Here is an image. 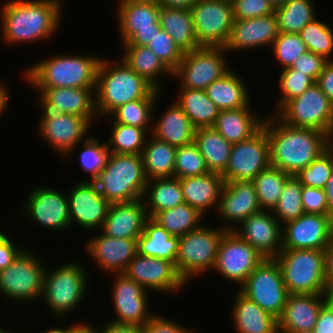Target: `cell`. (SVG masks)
<instances>
[{
  "label": "cell",
  "mask_w": 333,
  "mask_h": 333,
  "mask_svg": "<svg viewBox=\"0 0 333 333\" xmlns=\"http://www.w3.org/2000/svg\"><path fill=\"white\" fill-rule=\"evenodd\" d=\"M62 0H7L0 7L1 41L15 45L45 41L60 28Z\"/></svg>",
  "instance_id": "6da1fadb"
},
{
  "label": "cell",
  "mask_w": 333,
  "mask_h": 333,
  "mask_svg": "<svg viewBox=\"0 0 333 333\" xmlns=\"http://www.w3.org/2000/svg\"><path fill=\"white\" fill-rule=\"evenodd\" d=\"M262 127L269 140L270 164L289 175L296 176L327 150V134L289 126L275 114L265 115Z\"/></svg>",
  "instance_id": "7a4b0ae2"
},
{
  "label": "cell",
  "mask_w": 333,
  "mask_h": 333,
  "mask_svg": "<svg viewBox=\"0 0 333 333\" xmlns=\"http://www.w3.org/2000/svg\"><path fill=\"white\" fill-rule=\"evenodd\" d=\"M109 60L102 57L97 70L95 108L98 116L109 118L116 108L136 99L159 98L162 91L138 75L122 58L117 62Z\"/></svg>",
  "instance_id": "3957f363"
},
{
  "label": "cell",
  "mask_w": 333,
  "mask_h": 333,
  "mask_svg": "<svg viewBox=\"0 0 333 333\" xmlns=\"http://www.w3.org/2000/svg\"><path fill=\"white\" fill-rule=\"evenodd\" d=\"M102 57L94 54H56L22 71L33 88L96 87L97 70Z\"/></svg>",
  "instance_id": "277c9868"
},
{
  "label": "cell",
  "mask_w": 333,
  "mask_h": 333,
  "mask_svg": "<svg viewBox=\"0 0 333 333\" xmlns=\"http://www.w3.org/2000/svg\"><path fill=\"white\" fill-rule=\"evenodd\" d=\"M74 260L55 269L46 266L41 300L47 304L51 317L66 318L81 306L88 293L89 273L84 264Z\"/></svg>",
  "instance_id": "5b68a950"
},
{
  "label": "cell",
  "mask_w": 333,
  "mask_h": 333,
  "mask_svg": "<svg viewBox=\"0 0 333 333\" xmlns=\"http://www.w3.org/2000/svg\"><path fill=\"white\" fill-rule=\"evenodd\" d=\"M93 182L110 204L142 198L147 178L141 155L110 153L105 167Z\"/></svg>",
  "instance_id": "8992f818"
},
{
  "label": "cell",
  "mask_w": 333,
  "mask_h": 333,
  "mask_svg": "<svg viewBox=\"0 0 333 333\" xmlns=\"http://www.w3.org/2000/svg\"><path fill=\"white\" fill-rule=\"evenodd\" d=\"M274 259L288 294H328L325 250L282 249Z\"/></svg>",
  "instance_id": "52a82bcc"
},
{
  "label": "cell",
  "mask_w": 333,
  "mask_h": 333,
  "mask_svg": "<svg viewBox=\"0 0 333 333\" xmlns=\"http://www.w3.org/2000/svg\"><path fill=\"white\" fill-rule=\"evenodd\" d=\"M225 231L221 226L209 227L203 222L199 228L179 237L175 267L186 284L189 279L213 270L219 242Z\"/></svg>",
  "instance_id": "ba28073f"
},
{
  "label": "cell",
  "mask_w": 333,
  "mask_h": 333,
  "mask_svg": "<svg viewBox=\"0 0 333 333\" xmlns=\"http://www.w3.org/2000/svg\"><path fill=\"white\" fill-rule=\"evenodd\" d=\"M39 257L24 248L7 268L0 270V296L20 303L39 300L46 269Z\"/></svg>",
  "instance_id": "9c48e42d"
},
{
  "label": "cell",
  "mask_w": 333,
  "mask_h": 333,
  "mask_svg": "<svg viewBox=\"0 0 333 333\" xmlns=\"http://www.w3.org/2000/svg\"><path fill=\"white\" fill-rule=\"evenodd\" d=\"M274 114L292 127L312 128L327 135L333 130V103L316 83Z\"/></svg>",
  "instance_id": "30bf717a"
},
{
  "label": "cell",
  "mask_w": 333,
  "mask_h": 333,
  "mask_svg": "<svg viewBox=\"0 0 333 333\" xmlns=\"http://www.w3.org/2000/svg\"><path fill=\"white\" fill-rule=\"evenodd\" d=\"M115 9L122 45L146 46L161 29L156 0H118Z\"/></svg>",
  "instance_id": "8fae6325"
},
{
  "label": "cell",
  "mask_w": 333,
  "mask_h": 333,
  "mask_svg": "<svg viewBox=\"0 0 333 333\" xmlns=\"http://www.w3.org/2000/svg\"><path fill=\"white\" fill-rule=\"evenodd\" d=\"M224 47L201 46L184 56L173 71V77L182 88L205 90L213 81L220 79L231 68Z\"/></svg>",
  "instance_id": "7c38bea8"
},
{
  "label": "cell",
  "mask_w": 333,
  "mask_h": 333,
  "mask_svg": "<svg viewBox=\"0 0 333 333\" xmlns=\"http://www.w3.org/2000/svg\"><path fill=\"white\" fill-rule=\"evenodd\" d=\"M238 290L277 319L282 315L289 295L274 258L264 259Z\"/></svg>",
  "instance_id": "4fadbf2b"
},
{
  "label": "cell",
  "mask_w": 333,
  "mask_h": 333,
  "mask_svg": "<svg viewBox=\"0 0 333 333\" xmlns=\"http://www.w3.org/2000/svg\"><path fill=\"white\" fill-rule=\"evenodd\" d=\"M190 11L198 44L224 47L234 21L231 0H198Z\"/></svg>",
  "instance_id": "5bb4252c"
},
{
  "label": "cell",
  "mask_w": 333,
  "mask_h": 333,
  "mask_svg": "<svg viewBox=\"0 0 333 333\" xmlns=\"http://www.w3.org/2000/svg\"><path fill=\"white\" fill-rule=\"evenodd\" d=\"M41 114L37 132L63 158L71 156V153L77 151L80 142L90 136L88 134L92 124L81 116L58 111H42Z\"/></svg>",
  "instance_id": "9a60e30c"
},
{
  "label": "cell",
  "mask_w": 333,
  "mask_h": 333,
  "mask_svg": "<svg viewBox=\"0 0 333 333\" xmlns=\"http://www.w3.org/2000/svg\"><path fill=\"white\" fill-rule=\"evenodd\" d=\"M264 259L236 232L225 231L219 242L213 271L240 287Z\"/></svg>",
  "instance_id": "2e32d148"
},
{
  "label": "cell",
  "mask_w": 333,
  "mask_h": 333,
  "mask_svg": "<svg viewBox=\"0 0 333 333\" xmlns=\"http://www.w3.org/2000/svg\"><path fill=\"white\" fill-rule=\"evenodd\" d=\"M270 165L269 140L262 127L251 138L232 145L229 163L222 177L225 182L252 181Z\"/></svg>",
  "instance_id": "e0dca14e"
},
{
  "label": "cell",
  "mask_w": 333,
  "mask_h": 333,
  "mask_svg": "<svg viewBox=\"0 0 333 333\" xmlns=\"http://www.w3.org/2000/svg\"><path fill=\"white\" fill-rule=\"evenodd\" d=\"M23 212L36 225L57 232L71 228L68 198L65 193L50 186H36L28 192Z\"/></svg>",
  "instance_id": "ac0fdd59"
},
{
  "label": "cell",
  "mask_w": 333,
  "mask_h": 333,
  "mask_svg": "<svg viewBox=\"0 0 333 333\" xmlns=\"http://www.w3.org/2000/svg\"><path fill=\"white\" fill-rule=\"evenodd\" d=\"M145 290L158 293L173 294L186 287L185 281L180 277L175 264L155 257L139 255L128 263L123 272ZM183 287V288H182Z\"/></svg>",
  "instance_id": "d6986e66"
},
{
  "label": "cell",
  "mask_w": 333,
  "mask_h": 333,
  "mask_svg": "<svg viewBox=\"0 0 333 333\" xmlns=\"http://www.w3.org/2000/svg\"><path fill=\"white\" fill-rule=\"evenodd\" d=\"M113 275L111 298L116 316L112 321L144 326L155 314L149 309L147 290L123 273Z\"/></svg>",
  "instance_id": "ffe728a7"
},
{
  "label": "cell",
  "mask_w": 333,
  "mask_h": 333,
  "mask_svg": "<svg viewBox=\"0 0 333 333\" xmlns=\"http://www.w3.org/2000/svg\"><path fill=\"white\" fill-rule=\"evenodd\" d=\"M72 187L67 195L71 228L77 224L87 231L100 230L110 203L99 193L92 181L80 180Z\"/></svg>",
  "instance_id": "44dd1931"
},
{
  "label": "cell",
  "mask_w": 333,
  "mask_h": 333,
  "mask_svg": "<svg viewBox=\"0 0 333 333\" xmlns=\"http://www.w3.org/2000/svg\"><path fill=\"white\" fill-rule=\"evenodd\" d=\"M39 95L37 103L41 111H58L64 114L81 116L91 124L97 122L95 108L96 87L86 88H34ZM97 117V118H96Z\"/></svg>",
  "instance_id": "7402d4cb"
},
{
  "label": "cell",
  "mask_w": 333,
  "mask_h": 333,
  "mask_svg": "<svg viewBox=\"0 0 333 333\" xmlns=\"http://www.w3.org/2000/svg\"><path fill=\"white\" fill-rule=\"evenodd\" d=\"M329 215L304 213L282 226V249L325 250L330 241Z\"/></svg>",
  "instance_id": "603a6c76"
},
{
  "label": "cell",
  "mask_w": 333,
  "mask_h": 333,
  "mask_svg": "<svg viewBox=\"0 0 333 333\" xmlns=\"http://www.w3.org/2000/svg\"><path fill=\"white\" fill-rule=\"evenodd\" d=\"M261 210L254 182L232 181L225 182L215 213L224 220V230L234 231L246 218Z\"/></svg>",
  "instance_id": "cb8c5ba5"
},
{
  "label": "cell",
  "mask_w": 333,
  "mask_h": 333,
  "mask_svg": "<svg viewBox=\"0 0 333 333\" xmlns=\"http://www.w3.org/2000/svg\"><path fill=\"white\" fill-rule=\"evenodd\" d=\"M234 232L265 259L276 258L282 250V225L272 211L261 210L250 215L236 227Z\"/></svg>",
  "instance_id": "d4e9b609"
},
{
  "label": "cell",
  "mask_w": 333,
  "mask_h": 333,
  "mask_svg": "<svg viewBox=\"0 0 333 333\" xmlns=\"http://www.w3.org/2000/svg\"><path fill=\"white\" fill-rule=\"evenodd\" d=\"M100 233L84 245L88 256L103 273H123L137 254V239L114 238Z\"/></svg>",
  "instance_id": "484cf974"
},
{
  "label": "cell",
  "mask_w": 333,
  "mask_h": 333,
  "mask_svg": "<svg viewBox=\"0 0 333 333\" xmlns=\"http://www.w3.org/2000/svg\"><path fill=\"white\" fill-rule=\"evenodd\" d=\"M278 33L275 13L252 19H234L229 40L224 48L228 53L266 46L269 48Z\"/></svg>",
  "instance_id": "4316f807"
},
{
  "label": "cell",
  "mask_w": 333,
  "mask_h": 333,
  "mask_svg": "<svg viewBox=\"0 0 333 333\" xmlns=\"http://www.w3.org/2000/svg\"><path fill=\"white\" fill-rule=\"evenodd\" d=\"M328 294H289L278 318L279 333H312Z\"/></svg>",
  "instance_id": "83f0119b"
},
{
  "label": "cell",
  "mask_w": 333,
  "mask_h": 333,
  "mask_svg": "<svg viewBox=\"0 0 333 333\" xmlns=\"http://www.w3.org/2000/svg\"><path fill=\"white\" fill-rule=\"evenodd\" d=\"M148 218L142 198L110 204L100 231L114 238L138 239Z\"/></svg>",
  "instance_id": "f1b7e54d"
},
{
  "label": "cell",
  "mask_w": 333,
  "mask_h": 333,
  "mask_svg": "<svg viewBox=\"0 0 333 333\" xmlns=\"http://www.w3.org/2000/svg\"><path fill=\"white\" fill-rule=\"evenodd\" d=\"M231 308L236 333H279L278 319L252 302L239 290L234 294Z\"/></svg>",
  "instance_id": "f546056e"
},
{
  "label": "cell",
  "mask_w": 333,
  "mask_h": 333,
  "mask_svg": "<svg viewBox=\"0 0 333 333\" xmlns=\"http://www.w3.org/2000/svg\"><path fill=\"white\" fill-rule=\"evenodd\" d=\"M184 200L191 207L206 215L209 209L218 207L225 181L221 174L179 178Z\"/></svg>",
  "instance_id": "4dcf8cb0"
},
{
  "label": "cell",
  "mask_w": 333,
  "mask_h": 333,
  "mask_svg": "<svg viewBox=\"0 0 333 333\" xmlns=\"http://www.w3.org/2000/svg\"><path fill=\"white\" fill-rule=\"evenodd\" d=\"M250 107L249 103L242 108L220 110L213 127L232 144L251 138L262 128L265 117L258 116Z\"/></svg>",
  "instance_id": "1f68e13d"
},
{
  "label": "cell",
  "mask_w": 333,
  "mask_h": 333,
  "mask_svg": "<svg viewBox=\"0 0 333 333\" xmlns=\"http://www.w3.org/2000/svg\"><path fill=\"white\" fill-rule=\"evenodd\" d=\"M152 122L151 135L177 147L194 141L196 128L192 125L183 109L173 100L165 112ZM155 121V122H154Z\"/></svg>",
  "instance_id": "d6a6232c"
},
{
  "label": "cell",
  "mask_w": 333,
  "mask_h": 333,
  "mask_svg": "<svg viewBox=\"0 0 333 333\" xmlns=\"http://www.w3.org/2000/svg\"><path fill=\"white\" fill-rule=\"evenodd\" d=\"M245 82L231 68L220 79L208 85L205 92L220 110L242 108L251 103L249 88Z\"/></svg>",
  "instance_id": "836d02e7"
},
{
  "label": "cell",
  "mask_w": 333,
  "mask_h": 333,
  "mask_svg": "<svg viewBox=\"0 0 333 333\" xmlns=\"http://www.w3.org/2000/svg\"><path fill=\"white\" fill-rule=\"evenodd\" d=\"M179 237L171 236L152 218H148L142 234L137 239V253L171 261L176 266Z\"/></svg>",
  "instance_id": "e575fe53"
},
{
  "label": "cell",
  "mask_w": 333,
  "mask_h": 333,
  "mask_svg": "<svg viewBox=\"0 0 333 333\" xmlns=\"http://www.w3.org/2000/svg\"><path fill=\"white\" fill-rule=\"evenodd\" d=\"M142 200L150 218L160 211L174 208L185 202L180 180L177 177L147 180Z\"/></svg>",
  "instance_id": "d590c367"
},
{
  "label": "cell",
  "mask_w": 333,
  "mask_h": 333,
  "mask_svg": "<svg viewBox=\"0 0 333 333\" xmlns=\"http://www.w3.org/2000/svg\"><path fill=\"white\" fill-rule=\"evenodd\" d=\"M194 142L204 157L209 172L222 175L228 166L233 144L222 137L214 127L197 128Z\"/></svg>",
  "instance_id": "8d00e7d4"
},
{
  "label": "cell",
  "mask_w": 333,
  "mask_h": 333,
  "mask_svg": "<svg viewBox=\"0 0 333 333\" xmlns=\"http://www.w3.org/2000/svg\"><path fill=\"white\" fill-rule=\"evenodd\" d=\"M159 22L184 53L201 47L196 38L190 9L160 7Z\"/></svg>",
  "instance_id": "74e56055"
},
{
  "label": "cell",
  "mask_w": 333,
  "mask_h": 333,
  "mask_svg": "<svg viewBox=\"0 0 333 333\" xmlns=\"http://www.w3.org/2000/svg\"><path fill=\"white\" fill-rule=\"evenodd\" d=\"M123 52L121 58L138 75L144 77L156 89H161V77H173V72L158 58L147 46L121 45ZM160 79V81H159Z\"/></svg>",
  "instance_id": "f35d334b"
},
{
  "label": "cell",
  "mask_w": 333,
  "mask_h": 333,
  "mask_svg": "<svg viewBox=\"0 0 333 333\" xmlns=\"http://www.w3.org/2000/svg\"><path fill=\"white\" fill-rule=\"evenodd\" d=\"M179 95L174 100L197 129L213 127L220 109L208 98L205 90L178 87Z\"/></svg>",
  "instance_id": "ab89813d"
},
{
  "label": "cell",
  "mask_w": 333,
  "mask_h": 333,
  "mask_svg": "<svg viewBox=\"0 0 333 333\" xmlns=\"http://www.w3.org/2000/svg\"><path fill=\"white\" fill-rule=\"evenodd\" d=\"M176 150L175 146L159 140L151 134L148 136L141 153L147 180L174 177Z\"/></svg>",
  "instance_id": "60d3db41"
},
{
  "label": "cell",
  "mask_w": 333,
  "mask_h": 333,
  "mask_svg": "<svg viewBox=\"0 0 333 333\" xmlns=\"http://www.w3.org/2000/svg\"><path fill=\"white\" fill-rule=\"evenodd\" d=\"M152 219L171 236L182 237L199 228L203 224L204 215L188 203L183 202L174 208L156 213Z\"/></svg>",
  "instance_id": "b9f144b4"
},
{
  "label": "cell",
  "mask_w": 333,
  "mask_h": 333,
  "mask_svg": "<svg viewBox=\"0 0 333 333\" xmlns=\"http://www.w3.org/2000/svg\"><path fill=\"white\" fill-rule=\"evenodd\" d=\"M158 98H141L116 108L109 116L111 123H121L146 129L150 134Z\"/></svg>",
  "instance_id": "7bdbcfd3"
},
{
  "label": "cell",
  "mask_w": 333,
  "mask_h": 333,
  "mask_svg": "<svg viewBox=\"0 0 333 333\" xmlns=\"http://www.w3.org/2000/svg\"><path fill=\"white\" fill-rule=\"evenodd\" d=\"M314 3L313 0H289L284 6L275 9L278 31L299 33L306 24L317 18Z\"/></svg>",
  "instance_id": "ee69618b"
},
{
  "label": "cell",
  "mask_w": 333,
  "mask_h": 333,
  "mask_svg": "<svg viewBox=\"0 0 333 333\" xmlns=\"http://www.w3.org/2000/svg\"><path fill=\"white\" fill-rule=\"evenodd\" d=\"M289 176L286 172L270 165L252 180L262 210H274Z\"/></svg>",
  "instance_id": "f6af8a7d"
},
{
  "label": "cell",
  "mask_w": 333,
  "mask_h": 333,
  "mask_svg": "<svg viewBox=\"0 0 333 333\" xmlns=\"http://www.w3.org/2000/svg\"><path fill=\"white\" fill-rule=\"evenodd\" d=\"M149 135L144 128L112 123L111 136L106 143L110 153L141 155Z\"/></svg>",
  "instance_id": "bcb514c9"
},
{
  "label": "cell",
  "mask_w": 333,
  "mask_h": 333,
  "mask_svg": "<svg viewBox=\"0 0 333 333\" xmlns=\"http://www.w3.org/2000/svg\"><path fill=\"white\" fill-rule=\"evenodd\" d=\"M281 225L295 220L304 214L302 206V184L294 175H290L283 187L279 202L272 211Z\"/></svg>",
  "instance_id": "7dc6e473"
},
{
  "label": "cell",
  "mask_w": 333,
  "mask_h": 333,
  "mask_svg": "<svg viewBox=\"0 0 333 333\" xmlns=\"http://www.w3.org/2000/svg\"><path fill=\"white\" fill-rule=\"evenodd\" d=\"M307 50L333 61V29L328 23L316 18L299 32Z\"/></svg>",
  "instance_id": "c3c4849f"
},
{
  "label": "cell",
  "mask_w": 333,
  "mask_h": 333,
  "mask_svg": "<svg viewBox=\"0 0 333 333\" xmlns=\"http://www.w3.org/2000/svg\"><path fill=\"white\" fill-rule=\"evenodd\" d=\"M83 144V150L81 149L79 161L80 167L83 171L91 174V180L86 179L84 181H94L103 170L106 165L107 159L110 155L106 141H101L95 136H88Z\"/></svg>",
  "instance_id": "681fc988"
},
{
  "label": "cell",
  "mask_w": 333,
  "mask_h": 333,
  "mask_svg": "<svg viewBox=\"0 0 333 333\" xmlns=\"http://www.w3.org/2000/svg\"><path fill=\"white\" fill-rule=\"evenodd\" d=\"M210 173L204 157L200 154L197 144L177 147L174 167V177L186 178Z\"/></svg>",
  "instance_id": "f907efd6"
},
{
  "label": "cell",
  "mask_w": 333,
  "mask_h": 333,
  "mask_svg": "<svg viewBox=\"0 0 333 333\" xmlns=\"http://www.w3.org/2000/svg\"><path fill=\"white\" fill-rule=\"evenodd\" d=\"M281 70L278 83L280 87L279 89L282 91L280 98L278 97L276 100L277 103H275V113L287 101L301 95L315 83L309 76L291 67Z\"/></svg>",
  "instance_id": "816d5d0a"
},
{
  "label": "cell",
  "mask_w": 333,
  "mask_h": 333,
  "mask_svg": "<svg viewBox=\"0 0 333 333\" xmlns=\"http://www.w3.org/2000/svg\"><path fill=\"white\" fill-rule=\"evenodd\" d=\"M274 58L282 69L290 68L295 60L307 51L299 33L279 32L271 46Z\"/></svg>",
  "instance_id": "f5cc1de1"
},
{
  "label": "cell",
  "mask_w": 333,
  "mask_h": 333,
  "mask_svg": "<svg viewBox=\"0 0 333 333\" xmlns=\"http://www.w3.org/2000/svg\"><path fill=\"white\" fill-rule=\"evenodd\" d=\"M333 169V157L326 150L311 164L302 169L296 177L302 186L324 189Z\"/></svg>",
  "instance_id": "db71d44e"
},
{
  "label": "cell",
  "mask_w": 333,
  "mask_h": 333,
  "mask_svg": "<svg viewBox=\"0 0 333 333\" xmlns=\"http://www.w3.org/2000/svg\"><path fill=\"white\" fill-rule=\"evenodd\" d=\"M173 72L180 64L184 52L162 28L146 45Z\"/></svg>",
  "instance_id": "11a10c76"
},
{
  "label": "cell",
  "mask_w": 333,
  "mask_h": 333,
  "mask_svg": "<svg viewBox=\"0 0 333 333\" xmlns=\"http://www.w3.org/2000/svg\"><path fill=\"white\" fill-rule=\"evenodd\" d=\"M234 19H252L275 12L269 0H231Z\"/></svg>",
  "instance_id": "9f6ffc18"
},
{
  "label": "cell",
  "mask_w": 333,
  "mask_h": 333,
  "mask_svg": "<svg viewBox=\"0 0 333 333\" xmlns=\"http://www.w3.org/2000/svg\"><path fill=\"white\" fill-rule=\"evenodd\" d=\"M304 213L328 215V203L324 189L302 186Z\"/></svg>",
  "instance_id": "6f0895ef"
},
{
  "label": "cell",
  "mask_w": 333,
  "mask_h": 333,
  "mask_svg": "<svg viewBox=\"0 0 333 333\" xmlns=\"http://www.w3.org/2000/svg\"><path fill=\"white\" fill-rule=\"evenodd\" d=\"M327 63L328 60L324 57L307 50L295 60L291 68L306 74L316 83L319 74L323 71V68Z\"/></svg>",
  "instance_id": "680465c9"
},
{
  "label": "cell",
  "mask_w": 333,
  "mask_h": 333,
  "mask_svg": "<svg viewBox=\"0 0 333 333\" xmlns=\"http://www.w3.org/2000/svg\"><path fill=\"white\" fill-rule=\"evenodd\" d=\"M143 333H195L190 327L182 326L173 319L155 314L143 326Z\"/></svg>",
  "instance_id": "91938a15"
},
{
  "label": "cell",
  "mask_w": 333,
  "mask_h": 333,
  "mask_svg": "<svg viewBox=\"0 0 333 333\" xmlns=\"http://www.w3.org/2000/svg\"><path fill=\"white\" fill-rule=\"evenodd\" d=\"M1 229V228H0ZM0 230V270L7 268L26 247L16 244L9 234Z\"/></svg>",
  "instance_id": "94428289"
},
{
  "label": "cell",
  "mask_w": 333,
  "mask_h": 333,
  "mask_svg": "<svg viewBox=\"0 0 333 333\" xmlns=\"http://www.w3.org/2000/svg\"><path fill=\"white\" fill-rule=\"evenodd\" d=\"M312 333H333V297L321 307Z\"/></svg>",
  "instance_id": "6125c7cd"
},
{
  "label": "cell",
  "mask_w": 333,
  "mask_h": 333,
  "mask_svg": "<svg viewBox=\"0 0 333 333\" xmlns=\"http://www.w3.org/2000/svg\"><path fill=\"white\" fill-rule=\"evenodd\" d=\"M316 84L333 103V61H328L319 74Z\"/></svg>",
  "instance_id": "be15d7a7"
},
{
  "label": "cell",
  "mask_w": 333,
  "mask_h": 333,
  "mask_svg": "<svg viewBox=\"0 0 333 333\" xmlns=\"http://www.w3.org/2000/svg\"><path fill=\"white\" fill-rule=\"evenodd\" d=\"M100 329V330H99ZM98 333H143V326L106 321L98 326Z\"/></svg>",
  "instance_id": "e7e4bbea"
},
{
  "label": "cell",
  "mask_w": 333,
  "mask_h": 333,
  "mask_svg": "<svg viewBox=\"0 0 333 333\" xmlns=\"http://www.w3.org/2000/svg\"><path fill=\"white\" fill-rule=\"evenodd\" d=\"M325 281L328 295L333 297V246L325 249Z\"/></svg>",
  "instance_id": "03108f58"
},
{
  "label": "cell",
  "mask_w": 333,
  "mask_h": 333,
  "mask_svg": "<svg viewBox=\"0 0 333 333\" xmlns=\"http://www.w3.org/2000/svg\"><path fill=\"white\" fill-rule=\"evenodd\" d=\"M198 0H156L160 7L191 9Z\"/></svg>",
  "instance_id": "003e7915"
},
{
  "label": "cell",
  "mask_w": 333,
  "mask_h": 333,
  "mask_svg": "<svg viewBox=\"0 0 333 333\" xmlns=\"http://www.w3.org/2000/svg\"><path fill=\"white\" fill-rule=\"evenodd\" d=\"M68 333H98V328H96L94 324L86 321H78L68 330Z\"/></svg>",
  "instance_id": "a7ac6f4b"
},
{
  "label": "cell",
  "mask_w": 333,
  "mask_h": 333,
  "mask_svg": "<svg viewBox=\"0 0 333 333\" xmlns=\"http://www.w3.org/2000/svg\"><path fill=\"white\" fill-rule=\"evenodd\" d=\"M328 203V215L333 217V169L330 178L324 188Z\"/></svg>",
  "instance_id": "89a4df30"
},
{
  "label": "cell",
  "mask_w": 333,
  "mask_h": 333,
  "mask_svg": "<svg viewBox=\"0 0 333 333\" xmlns=\"http://www.w3.org/2000/svg\"><path fill=\"white\" fill-rule=\"evenodd\" d=\"M6 85L0 81V102H9V89L5 87Z\"/></svg>",
  "instance_id": "2644e50d"
},
{
  "label": "cell",
  "mask_w": 333,
  "mask_h": 333,
  "mask_svg": "<svg viewBox=\"0 0 333 333\" xmlns=\"http://www.w3.org/2000/svg\"><path fill=\"white\" fill-rule=\"evenodd\" d=\"M73 325L74 324L72 323L71 325L65 326V328H62V327H52V328L47 329L46 331H43V332L41 331V333H68V330Z\"/></svg>",
  "instance_id": "8c879c8a"
},
{
  "label": "cell",
  "mask_w": 333,
  "mask_h": 333,
  "mask_svg": "<svg viewBox=\"0 0 333 333\" xmlns=\"http://www.w3.org/2000/svg\"><path fill=\"white\" fill-rule=\"evenodd\" d=\"M327 151L333 157V130L327 135Z\"/></svg>",
  "instance_id": "753ad0ef"
},
{
  "label": "cell",
  "mask_w": 333,
  "mask_h": 333,
  "mask_svg": "<svg viewBox=\"0 0 333 333\" xmlns=\"http://www.w3.org/2000/svg\"><path fill=\"white\" fill-rule=\"evenodd\" d=\"M289 0H269L271 6L275 9L284 6Z\"/></svg>",
  "instance_id": "34e18365"
},
{
  "label": "cell",
  "mask_w": 333,
  "mask_h": 333,
  "mask_svg": "<svg viewBox=\"0 0 333 333\" xmlns=\"http://www.w3.org/2000/svg\"><path fill=\"white\" fill-rule=\"evenodd\" d=\"M8 106H9L8 102H0V117L3 114V112L5 113V111L7 110L6 107Z\"/></svg>",
  "instance_id": "11e5206c"
},
{
  "label": "cell",
  "mask_w": 333,
  "mask_h": 333,
  "mask_svg": "<svg viewBox=\"0 0 333 333\" xmlns=\"http://www.w3.org/2000/svg\"><path fill=\"white\" fill-rule=\"evenodd\" d=\"M329 246H333V217H332L331 223H330V241H329Z\"/></svg>",
  "instance_id": "2a66077c"
},
{
  "label": "cell",
  "mask_w": 333,
  "mask_h": 333,
  "mask_svg": "<svg viewBox=\"0 0 333 333\" xmlns=\"http://www.w3.org/2000/svg\"><path fill=\"white\" fill-rule=\"evenodd\" d=\"M0 333H25V332L24 331L23 332L22 331L17 332V331H14V330L12 331V330L3 329L2 327H0Z\"/></svg>",
  "instance_id": "b9fcfbb0"
}]
</instances>
